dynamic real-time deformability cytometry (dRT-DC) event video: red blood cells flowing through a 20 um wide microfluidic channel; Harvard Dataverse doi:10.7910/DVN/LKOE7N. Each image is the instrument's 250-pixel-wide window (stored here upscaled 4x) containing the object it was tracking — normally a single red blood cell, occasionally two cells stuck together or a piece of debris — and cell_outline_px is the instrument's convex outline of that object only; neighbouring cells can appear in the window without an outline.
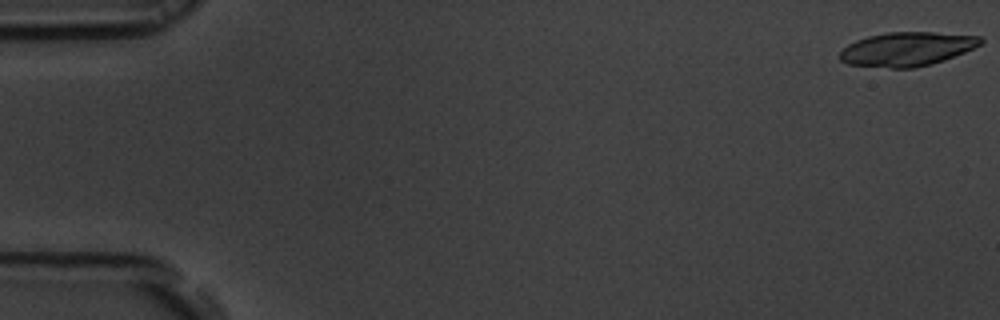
{"species": "common noctule bat (a hibernating species)", "species_latin": "Nyctalus noctula", "temperature_condition": "room temperature", "stored_images_in_passage": 55, "segment_of_instrument_passage": [1, 2], "camera_frame_rate_fps": 3000, "um_per_image_px": 0.085, "animal": {"sex": "male", "body_mass_g": 19.5, "forearm_length_mm": 54.6}, "frame": {"image": 1, "passage_image": 1, "time_ms": 0.0, "image_size_px": [1000, 320], "cell_outline_px": [[984, 40], [980, 44], [964, 52], [944, 60], [932, 64], [916, 68], [892, 68], [848, 64], [840, 60], [840, 52], [848, 44], [856, 40], [868, 36], [888, 32], [932, 32], [980, 36]], "centroid_in_image_um": [77.08, 4.17], "position_along_channel_um": 7.9, "area_um2": 27.74}}